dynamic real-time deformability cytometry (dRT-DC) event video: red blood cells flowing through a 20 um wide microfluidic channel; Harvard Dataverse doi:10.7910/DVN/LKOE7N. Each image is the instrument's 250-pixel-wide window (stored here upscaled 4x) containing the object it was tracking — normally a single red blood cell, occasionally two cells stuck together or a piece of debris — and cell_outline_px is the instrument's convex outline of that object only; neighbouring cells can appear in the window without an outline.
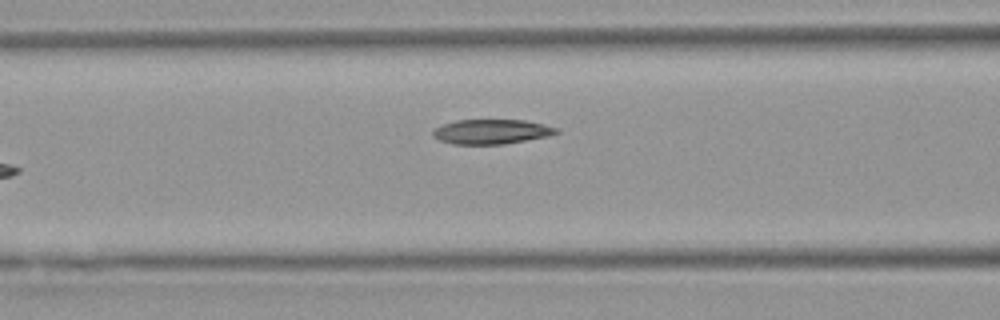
{"species": "Egyptian fruit bat (a non-hibernating species)", "species_latin": "Rousettus aegyptiacus", "temperature_condition": "warm", "stored_images_in_passage": 7, "camera_frame_rate_fps": 3000, "um_per_image_px": 0.085, "animal": {"sex": "female"}, "frame": {"image": 1, "passage_image": 7, "time_ms": 7.0, "image_size_px": [1000, 320], "cell_outline_px": [[560, 132], [548, 136], [504, 144], [452, 144], [440, 140], [432, 136], [432, 132], [436, 128], [444, 124], [456, 120], [524, 120], [544, 124], [560, 128]], "centroid_in_image_um": [41.81, 11.19], "position_along_channel_um": 124.8, "area_um2": 17.74}}